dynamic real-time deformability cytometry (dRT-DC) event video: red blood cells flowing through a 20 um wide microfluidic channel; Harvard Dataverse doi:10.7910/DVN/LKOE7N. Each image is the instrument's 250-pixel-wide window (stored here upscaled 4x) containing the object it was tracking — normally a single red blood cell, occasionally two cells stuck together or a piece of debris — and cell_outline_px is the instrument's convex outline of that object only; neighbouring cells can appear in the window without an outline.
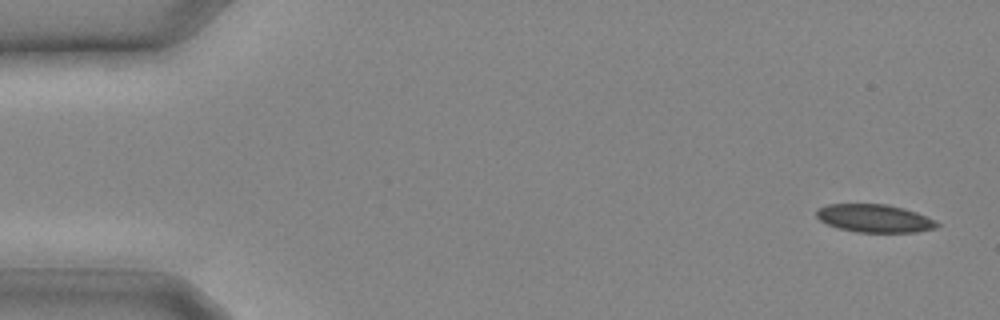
{"species": "common noctule bat (a hibernating species)", "species_latin": "Nyctalus noctula", "temperature_condition": "cold", "stored_images_in_passage": 13, "camera_frame_rate_fps": 3000, "um_per_image_px": 0.085, "animal": {"sex": "male", "body_mass_g": 20.4}, "frame": {"image": 1, "passage_image": 1, "time_ms": 0.0, "image_size_px": [1000, 320], "cell_outline_px": [[940, 224], [936, 228], [916, 232], [856, 232], [836, 228], [820, 220], [816, 216], [816, 208], [828, 204], [888, 204], [904, 208], [916, 212], [936, 220]], "centroid_in_image_um": [74.32, 18.56], "position_along_channel_um": 10.7, "area_um2": 19.83}}
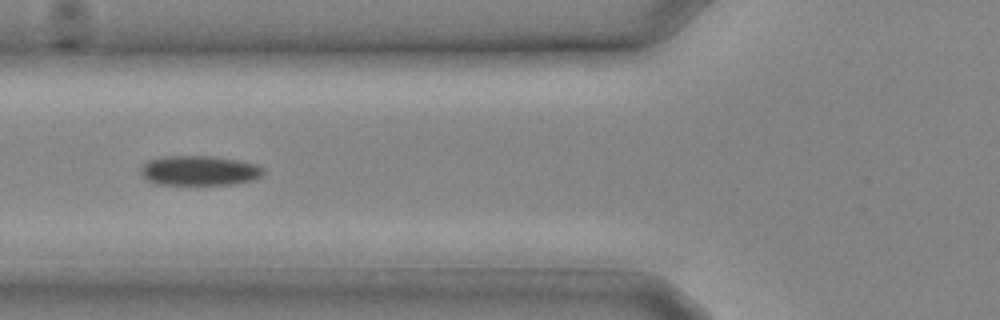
{"frame": {"image": 2, "passage_image": 10, "time_ms": 3.0, "image_size_px": [1000, 320], "cell_outline_px": [[264, 172], [260, 176], [252, 180], [232, 184], [156, 184], [148, 180], [144, 176], [144, 164], [148, 160], [160, 156], [212, 156], [240, 160], [256, 164], [264, 168]], "centroid_in_image_um": [16.99, 14.48], "position_along_channel_um": 108.8, "area_um2": 21.04}}
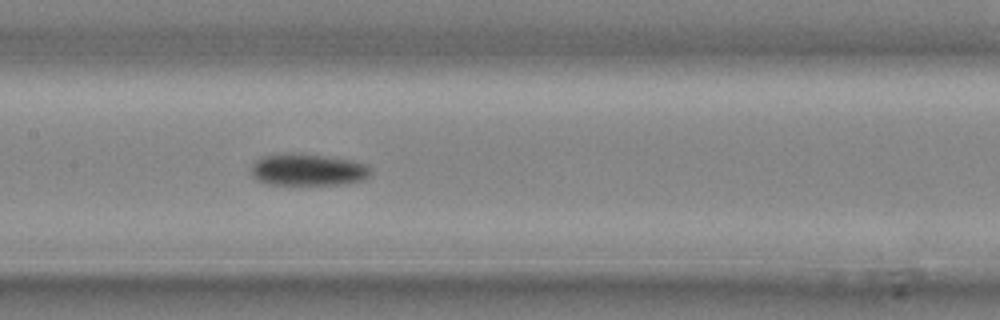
{"frame": {"image": 3, "passage_image": 13, "time_ms": 4.0, "image_size_px": [1000, 320], "cell_outline_px": [[372, 172], [364, 180], [340, 184], [268, 184], [256, 180], [252, 176], [252, 164], [260, 156], [288, 152], [292, 152], [324, 156], [352, 160], [364, 164], [372, 168]], "centroid_in_image_um": [26.15, 14.41], "position_along_channel_um": 181.3, "area_um2": 22.37}}